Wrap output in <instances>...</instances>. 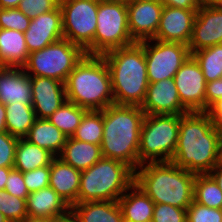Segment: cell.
Returning a JSON list of instances; mask_svg holds the SVG:
<instances>
[{
    "label": "cell",
    "mask_w": 222,
    "mask_h": 222,
    "mask_svg": "<svg viewBox=\"0 0 222 222\" xmlns=\"http://www.w3.org/2000/svg\"><path fill=\"white\" fill-rule=\"evenodd\" d=\"M67 136L48 119H36L25 139L44 148L58 157L66 143Z\"/></svg>",
    "instance_id": "484cf974"
},
{
    "label": "cell",
    "mask_w": 222,
    "mask_h": 222,
    "mask_svg": "<svg viewBox=\"0 0 222 222\" xmlns=\"http://www.w3.org/2000/svg\"><path fill=\"white\" fill-rule=\"evenodd\" d=\"M197 10L164 6L159 27L153 39L188 45Z\"/></svg>",
    "instance_id": "2e32d148"
},
{
    "label": "cell",
    "mask_w": 222,
    "mask_h": 222,
    "mask_svg": "<svg viewBox=\"0 0 222 222\" xmlns=\"http://www.w3.org/2000/svg\"><path fill=\"white\" fill-rule=\"evenodd\" d=\"M191 55L200 65L207 83L222 78V44L195 51Z\"/></svg>",
    "instance_id": "1f68e13d"
},
{
    "label": "cell",
    "mask_w": 222,
    "mask_h": 222,
    "mask_svg": "<svg viewBox=\"0 0 222 222\" xmlns=\"http://www.w3.org/2000/svg\"><path fill=\"white\" fill-rule=\"evenodd\" d=\"M163 4L160 0H128L127 19L134 42L151 40L159 27Z\"/></svg>",
    "instance_id": "4fadbf2b"
},
{
    "label": "cell",
    "mask_w": 222,
    "mask_h": 222,
    "mask_svg": "<svg viewBox=\"0 0 222 222\" xmlns=\"http://www.w3.org/2000/svg\"><path fill=\"white\" fill-rule=\"evenodd\" d=\"M186 222H222V209L209 208L194 200L186 209Z\"/></svg>",
    "instance_id": "e575fe53"
},
{
    "label": "cell",
    "mask_w": 222,
    "mask_h": 222,
    "mask_svg": "<svg viewBox=\"0 0 222 222\" xmlns=\"http://www.w3.org/2000/svg\"><path fill=\"white\" fill-rule=\"evenodd\" d=\"M186 209L167 204H155L151 222H186Z\"/></svg>",
    "instance_id": "74e56055"
},
{
    "label": "cell",
    "mask_w": 222,
    "mask_h": 222,
    "mask_svg": "<svg viewBox=\"0 0 222 222\" xmlns=\"http://www.w3.org/2000/svg\"><path fill=\"white\" fill-rule=\"evenodd\" d=\"M193 200L209 208L222 209V191L209 173L196 174Z\"/></svg>",
    "instance_id": "f546056e"
},
{
    "label": "cell",
    "mask_w": 222,
    "mask_h": 222,
    "mask_svg": "<svg viewBox=\"0 0 222 222\" xmlns=\"http://www.w3.org/2000/svg\"><path fill=\"white\" fill-rule=\"evenodd\" d=\"M221 163H222V143H221Z\"/></svg>",
    "instance_id": "f5cc1de1"
},
{
    "label": "cell",
    "mask_w": 222,
    "mask_h": 222,
    "mask_svg": "<svg viewBox=\"0 0 222 222\" xmlns=\"http://www.w3.org/2000/svg\"><path fill=\"white\" fill-rule=\"evenodd\" d=\"M139 43L144 48L149 83L174 78L176 72L191 55L188 45L179 42L151 39Z\"/></svg>",
    "instance_id": "8fae6325"
},
{
    "label": "cell",
    "mask_w": 222,
    "mask_h": 222,
    "mask_svg": "<svg viewBox=\"0 0 222 222\" xmlns=\"http://www.w3.org/2000/svg\"><path fill=\"white\" fill-rule=\"evenodd\" d=\"M205 3H209L215 6L222 7V0H205Z\"/></svg>",
    "instance_id": "f907efd6"
},
{
    "label": "cell",
    "mask_w": 222,
    "mask_h": 222,
    "mask_svg": "<svg viewBox=\"0 0 222 222\" xmlns=\"http://www.w3.org/2000/svg\"><path fill=\"white\" fill-rule=\"evenodd\" d=\"M216 44H222V7L204 3L196 12L189 51L192 54Z\"/></svg>",
    "instance_id": "5bb4252c"
},
{
    "label": "cell",
    "mask_w": 222,
    "mask_h": 222,
    "mask_svg": "<svg viewBox=\"0 0 222 222\" xmlns=\"http://www.w3.org/2000/svg\"><path fill=\"white\" fill-rule=\"evenodd\" d=\"M134 182L135 171L130 166L102 157L90 168L81 171L78 203L118 201Z\"/></svg>",
    "instance_id": "8992f818"
},
{
    "label": "cell",
    "mask_w": 222,
    "mask_h": 222,
    "mask_svg": "<svg viewBox=\"0 0 222 222\" xmlns=\"http://www.w3.org/2000/svg\"><path fill=\"white\" fill-rule=\"evenodd\" d=\"M0 222H9L1 212H0Z\"/></svg>",
    "instance_id": "816d5d0a"
},
{
    "label": "cell",
    "mask_w": 222,
    "mask_h": 222,
    "mask_svg": "<svg viewBox=\"0 0 222 222\" xmlns=\"http://www.w3.org/2000/svg\"><path fill=\"white\" fill-rule=\"evenodd\" d=\"M22 222H52V219H39V218H30L27 217L24 221Z\"/></svg>",
    "instance_id": "681fc988"
},
{
    "label": "cell",
    "mask_w": 222,
    "mask_h": 222,
    "mask_svg": "<svg viewBox=\"0 0 222 222\" xmlns=\"http://www.w3.org/2000/svg\"><path fill=\"white\" fill-rule=\"evenodd\" d=\"M196 174L173 162H148L135 170V184L155 204L187 209L194 197Z\"/></svg>",
    "instance_id": "3957f363"
},
{
    "label": "cell",
    "mask_w": 222,
    "mask_h": 222,
    "mask_svg": "<svg viewBox=\"0 0 222 222\" xmlns=\"http://www.w3.org/2000/svg\"><path fill=\"white\" fill-rule=\"evenodd\" d=\"M52 222H79L76 216L70 210L67 214L52 219Z\"/></svg>",
    "instance_id": "bcb514c9"
},
{
    "label": "cell",
    "mask_w": 222,
    "mask_h": 222,
    "mask_svg": "<svg viewBox=\"0 0 222 222\" xmlns=\"http://www.w3.org/2000/svg\"><path fill=\"white\" fill-rule=\"evenodd\" d=\"M163 6L177 7L180 9H199L205 0H160Z\"/></svg>",
    "instance_id": "b9f144b4"
},
{
    "label": "cell",
    "mask_w": 222,
    "mask_h": 222,
    "mask_svg": "<svg viewBox=\"0 0 222 222\" xmlns=\"http://www.w3.org/2000/svg\"><path fill=\"white\" fill-rule=\"evenodd\" d=\"M24 37L29 54L63 39L60 7L31 19L28 29L24 32Z\"/></svg>",
    "instance_id": "e0dca14e"
},
{
    "label": "cell",
    "mask_w": 222,
    "mask_h": 222,
    "mask_svg": "<svg viewBox=\"0 0 222 222\" xmlns=\"http://www.w3.org/2000/svg\"><path fill=\"white\" fill-rule=\"evenodd\" d=\"M99 0H60L63 37L93 55Z\"/></svg>",
    "instance_id": "30bf717a"
},
{
    "label": "cell",
    "mask_w": 222,
    "mask_h": 222,
    "mask_svg": "<svg viewBox=\"0 0 222 222\" xmlns=\"http://www.w3.org/2000/svg\"><path fill=\"white\" fill-rule=\"evenodd\" d=\"M32 107L38 119H47L67 100L65 84L56 79L30 76Z\"/></svg>",
    "instance_id": "ac0fdd59"
},
{
    "label": "cell",
    "mask_w": 222,
    "mask_h": 222,
    "mask_svg": "<svg viewBox=\"0 0 222 222\" xmlns=\"http://www.w3.org/2000/svg\"><path fill=\"white\" fill-rule=\"evenodd\" d=\"M221 143L222 129L206 111L180 115L178 143L171 162L195 174L210 173L221 163Z\"/></svg>",
    "instance_id": "6da1fadb"
},
{
    "label": "cell",
    "mask_w": 222,
    "mask_h": 222,
    "mask_svg": "<svg viewBox=\"0 0 222 222\" xmlns=\"http://www.w3.org/2000/svg\"><path fill=\"white\" fill-rule=\"evenodd\" d=\"M22 0H0V8H17Z\"/></svg>",
    "instance_id": "c3c4849f"
},
{
    "label": "cell",
    "mask_w": 222,
    "mask_h": 222,
    "mask_svg": "<svg viewBox=\"0 0 222 222\" xmlns=\"http://www.w3.org/2000/svg\"><path fill=\"white\" fill-rule=\"evenodd\" d=\"M29 51L24 33L0 28V67H23Z\"/></svg>",
    "instance_id": "603a6c76"
},
{
    "label": "cell",
    "mask_w": 222,
    "mask_h": 222,
    "mask_svg": "<svg viewBox=\"0 0 222 222\" xmlns=\"http://www.w3.org/2000/svg\"><path fill=\"white\" fill-rule=\"evenodd\" d=\"M85 55L81 47L63 38L30 53L22 68L29 76L47 77L65 83L70 72Z\"/></svg>",
    "instance_id": "ba28073f"
},
{
    "label": "cell",
    "mask_w": 222,
    "mask_h": 222,
    "mask_svg": "<svg viewBox=\"0 0 222 222\" xmlns=\"http://www.w3.org/2000/svg\"><path fill=\"white\" fill-rule=\"evenodd\" d=\"M181 103L191 111H206V80L195 58L190 55L174 75Z\"/></svg>",
    "instance_id": "7c38bea8"
},
{
    "label": "cell",
    "mask_w": 222,
    "mask_h": 222,
    "mask_svg": "<svg viewBox=\"0 0 222 222\" xmlns=\"http://www.w3.org/2000/svg\"><path fill=\"white\" fill-rule=\"evenodd\" d=\"M81 171L55 157L50 164L49 186L71 207L78 203Z\"/></svg>",
    "instance_id": "ffe728a7"
},
{
    "label": "cell",
    "mask_w": 222,
    "mask_h": 222,
    "mask_svg": "<svg viewBox=\"0 0 222 222\" xmlns=\"http://www.w3.org/2000/svg\"><path fill=\"white\" fill-rule=\"evenodd\" d=\"M6 108L3 103L0 102V132H6Z\"/></svg>",
    "instance_id": "7dc6e473"
},
{
    "label": "cell",
    "mask_w": 222,
    "mask_h": 222,
    "mask_svg": "<svg viewBox=\"0 0 222 222\" xmlns=\"http://www.w3.org/2000/svg\"><path fill=\"white\" fill-rule=\"evenodd\" d=\"M209 174L214 178L222 191V163H219Z\"/></svg>",
    "instance_id": "ee69618b"
},
{
    "label": "cell",
    "mask_w": 222,
    "mask_h": 222,
    "mask_svg": "<svg viewBox=\"0 0 222 222\" xmlns=\"http://www.w3.org/2000/svg\"><path fill=\"white\" fill-rule=\"evenodd\" d=\"M5 191L10 195L16 196L17 198L27 199V196L30 194L26 184L24 182L23 173L16 169H12L9 172Z\"/></svg>",
    "instance_id": "ab89813d"
},
{
    "label": "cell",
    "mask_w": 222,
    "mask_h": 222,
    "mask_svg": "<svg viewBox=\"0 0 222 222\" xmlns=\"http://www.w3.org/2000/svg\"><path fill=\"white\" fill-rule=\"evenodd\" d=\"M140 107L149 115H183L190 112L181 103L173 78L149 83Z\"/></svg>",
    "instance_id": "9a60e30c"
},
{
    "label": "cell",
    "mask_w": 222,
    "mask_h": 222,
    "mask_svg": "<svg viewBox=\"0 0 222 222\" xmlns=\"http://www.w3.org/2000/svg\"><path fill=\"white\" fill-rule=\"evenodd\" d=\"M144 116L142 108L136 105L112 104L103 109L102 156L121 161L135 171L139 167L140 129Z\"/></svg>",
    "instance_id": "7a4b0ae2"
},
{
    "label": "cell",
    "mask_w": 222,
    "mask_h": 222,
    "mask_svg": "<svg viewBox=\"0 0 222 222\" xmlns=\"http://www.w3.org/2000/svg\"><path fill=\"white\" fill-rule=\"evenodd\" d=\"M0 212L9 222H22L27 218L26 199L10 195L0 190Z\"/></svg>",
    "instance_id": "d6a6232c"
},
{
    "label": "cell",
    "mask_w": 222,
    "mask_h": 222,
    "mask_svg": "<svg viewBox=\"0 0 222 222\" xmlns=\"http://www.w3.org/2000/svg\"><path fill=\"white\" fill-rule=\"evenodd\" d=\"M23 178L29 193L46 188L49 186L50 165L25 172Z\"/></svg>",
    "instance_id": "8d00e7d4"
},
{
    "label": "cell",
    "mask_w": 222,
    "mask_h": 222,
    "mask_svg": "<svg viewBox=\"0 0 222 222\" xmlns=\"http://www.w3.org/2000/svg\"><path fill=\"white\" fill-rule=\"evenodd\" d=\"M87 111V109L66 100L62 106L47 119L67 137H72Z\"/></svg>",
    "instance_id": "f1b7e54d"
},
{
    "label": "cell",
    "mask_w": 222,
    "mask_h": 222,
    "mask_svg": "<svg viewBox=\"0 0 222 222\" xmlns=\"http://www.w3.org/2000/svg\"><path fill=\"white\" fill-rule=\"evenodd\" d=\"M134 43L128 28L127 1L99 0L93 55Z\"/></svg>",
    "instance_id": "9c48e42d"
},
{
    "label": "cell",
    "mask_w": 222,
    "mask_h": 222,
    "mask_svg": "<svg viewBox=\"0 0 222 222\" xmlns=\"http://www.w3.org/2000/svg\"><path fill=\"white\" fill-rule=\"evenodd\" d=\"M27 217L53 219L67 214L71 207L50 187L31 192L26 199Z\"/></svg>",
    "instance_id": "44dd1931"
},
{
    "label": "cell",
    "mask_w": 222,
    "mask_h": 222,
    "mask_svg": "<svg viewBox=\"0 0 222 222\" xmlns=\"http://www.w3.org/2000/svg\"><path fill=\"white\" fill-rule=\"evenodd\" d=\"M60 0H22L18 9L30 19L56 9Z\"/></svg>",
    "instance_id": "d590c367"
},
{
    "label": "cell",
    "mask_w": 222,
    "mask_h": 222,
    "mask_svg": "<svg viewBox=\"0 0 222 222\" xmlns=\"http://www.w3.org/2000/svg\"><path fill=\"white\" fill-rule=\"evenodd\" d=\"M0 102L32 105L30 76L21 67H0Z\"/></svg>",
    "instance_id": "d6986e66"
},
{
    "label": "cell",
    "mask_w": 222,
    "mask_h": 222,
    "mask_svg": "<svg viewBox=\"0 0 222 222\" xmlns=\"http://www.w3.org/2000/svg\"><path fill=\"white\" fill-rule=\"evenodd\" d=\"M58 157L73 168L83 171L90 168L103 156L100 145L68 137Z\"/></svg>",
    "instance_id": "cb8c5ba5"
},
{
    "label": "cell",
    "mask_w": 222,
    "mask_h": 222,
    "mask_svg": "<svg viewBox=\"0 0 222 222\" xmlns=\"http://www.w3.org/2000/svg\"><path fill=\"white\" fill-rule=\"evenodd\" d=\"M31 19L18 8H0V28L25 32Z\"/></svg>",
    "instance_id": "836d02e7"
},
{
    "label": "cell",
    "mask_w": 222,
    "mask_h": 222,
    "mask_svg": "<svg viewBox=\"0 0 222 222\" xmlns=\"http://www.w3.org/2000/svg\"><path fill=\"white\" fill-rule=\"evenodd\" d=\"M72 137L82 142L100 145L103 137V110H88Z\"/></svg>",
    "instance_id": "4dcf8cb0"
},
{
    "label": "cell",
    "mask_w": 222,
    "mask_h": 222,
    "mask_svg": "<svg viewBox=\"0 0 222 222\" xmlns=\"http://www.w3.org/2000/svg\"><path fill=\"white\" fill-rule=\"evenodd\" d=\"M72 213L79 222H123L118 201H88L73 204Z\"/></svg>",
    "instance_id": "d4e9b609"
},
{
    "label": "cell",
    "mask_w": 222,
    "mask_h": 222,
    "mask_svg": "<svg viewBox=\"0 0 222 222\" xmlns=\"http://www.w3.org/2000/svg\"><path fill=\"white\" fill-rule=\"evenodd\" d=\"M206 112L210 116V119L222 129V99L212 104Z\"/></svg>",
    "instance_id": "7bdbcfd3"
},
{
    "label": "cell",
    "mask_w": 222,
    "mask_h": 222,
    "mask_svg": "<svg viewBox=\"0 0 222 222\" xmlns=\"http://www.w3.org/2000/svg\"><path fill=\"white\" fill-rule=\"evenodd\" d=\"M180 115L145 114L140 129L139 166L169 162L178 143Z\"/></svg>",
    "instance_id": "52a82bcc"
},
{
    "label": "cell",
    "mask_w": 222,
    "mask_h": 222,
    "mask_svg": "<svg viewBox=\"0 0 222 222\" xmlns=\"http://www.w3.org/2000/svg\"><path fill=\"white\" fill-rule=\"evenodd\" d=\"M55 156L44 148L27 141L25 138L19 139L14 159V169L22 173L48 166Z\"/></svg>",
    "instance_id": "4316f807"
},
{
    "label": "cell",
    "mask_w": 222,
    "mask_h": 222,
    "mask_svg": "<svg viewBox=\"0 0 222 222\" xmlns=\"http://www.w3.org/2000/svg\"><path fill=\"white\" fill-rule=\"evenodd\" d=\"M102 56L110 71L114 104L141 106L149 85L143 46L135 42Z\"/></svg>",
    "instance_id": "277c9868"
},
{
    "label": "cell",
    "mask_w": 222,
    "mask_h": 222,
    "mask_svg": "<svg viewBox=\"0 0 222 222\" xmlns=\"http://www.w3.org/2000/svg\"><path fill=\"white\" fill-rule=\"evenodd\" d=\"M12 169L11 167H0V190H5L6 181Z\"/></svg>",
    "instance_id": "f6af8a7d"
},
{
    "label": "cell",
    "mask_w": 222,
    "mask_h": 222,
    "mask_svg": "<svg viewBox=\"0 0 222 222\" xmlns=\"http://www.w3.org/2000/svg\"><path fill=\"white\" fill-rule=\"evenodd\" d=\"M66 99L87 110L114 104L111 75L102 55L86 54L65 81Z\"/></svg>",
    "instance_id": "5b68a950"
},
{
    "label": "cell",
    "mask_w": 222,
    "mask_h": 222,
    "mask_svg": "<svg viewBox=\"0 0 222 222\" xmlns=\"http://www.w3.org/2000/svg\"><path fill=\"white\" fill-rule=\"evenodd\" d=\"M118 204L124 221H152L155 203L135 183L119 198Z\"/></svg>",
    "instance_id": "7402d4cb"
},
{
    "label": "cell",
    "mask_w": 222,
    "mask_h": 222,
    "mask_svg": "<svg viewBox=\"0 0 222 222\" xmlns=\"http://www.w3.org/2000/svg\"><path fill=\"white\" fill-rule=\"evenodd\" d=\"M5 108L7 132L18 139L25 138L37 119L32 105L17 102Z\"/></svg>",
    "instance_id": "83f0119b"
},
{
    "label": "cell",
    "mask_w": 222,
    "mask_h": 222,
    "mask_svg": "<svg viewBox=\"0 0 222 222\" xmlns=\"http://www.w3.org/2000/svg\"><path fill=\"white\" fill-rule=\"evenodd\" d=\"M220 99H222V78L210 81L206 84V111L212 104Z\"/></svg>",
    "instance_id": "60d3db41"
},
{
    "label": "cell",
    "mask_w": 222,
    "mask_h": 222,
    "mask_svg": "<svg viewBox=\"0 0 222 222\" xmlns=\"http://www.w3.org/2000/svg\"><path fill=\"white\" fill-rule=\"evenodd\" d=\"M19 139L7 131L0 132V167L14 168L16 146Z\"/></svg>",
    "instance_id": "f35d334b"
}]
</instances>
